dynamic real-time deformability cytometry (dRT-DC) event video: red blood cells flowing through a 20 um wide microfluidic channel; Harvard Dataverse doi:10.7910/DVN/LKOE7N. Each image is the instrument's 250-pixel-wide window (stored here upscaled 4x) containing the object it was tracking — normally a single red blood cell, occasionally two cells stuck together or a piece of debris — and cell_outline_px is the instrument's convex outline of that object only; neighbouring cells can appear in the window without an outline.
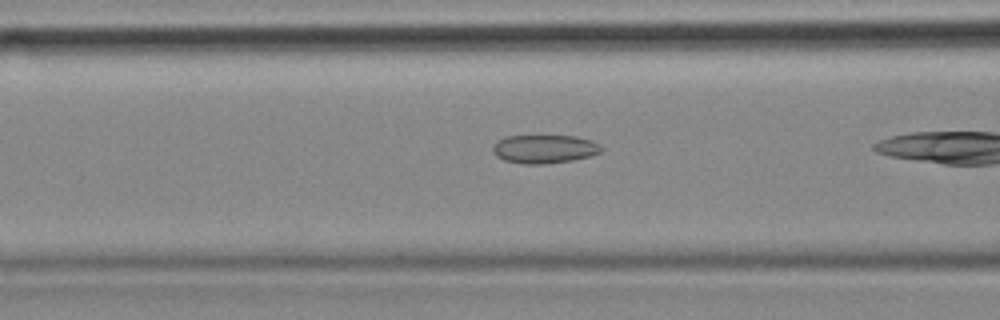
{"species": "common noctule bat (a hibernating species)", "species_latin": "Nyctalus noctula", "temperature_condition": "cold", "stored_images_in_passage": 39, "camera_frame_rate_fps": 3000, "um_per_image_px": 0.085, "animal": {"sex": "female", "body_mass_g": 18.4}, "frame": {"image": 1, "passage_image": 17, "time_ms": 5.333, "image_size_px": [1000, 320], "cell_outline_px": [[604, 148], [600, 152], [588, 156], [572, 160], [544, 164], [524, 164], [504, 160], [496, 156], [492, 152], [492, 148], [504, 136], [576, 136], [592, 140], [600, 144]], "centroid_in_image_um": [46.29, 12.66], "position_along_channel_um": 120.3, "area_um2": 17.98}}
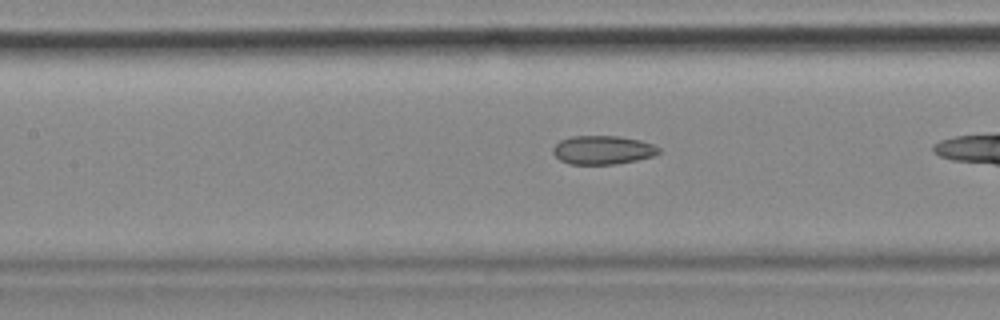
{"frame": {"image": 2, "passage_image": 20, "time_ms": 6.333, "image_size_px": [1000, 320], "cell_outline_px": [[660, 152], [652, 156], [636, 160], [616, 164], [568, 164], [560, 160], [552, 152], [552, 148], [560, 140], [572, 136], [620, 136], [640, 140], [652, 144], [660, 148]], "centroid_in_image_um": [51.21, 12.74], "position_along_channel_um": 156.2, "area_um2": 17.69}}
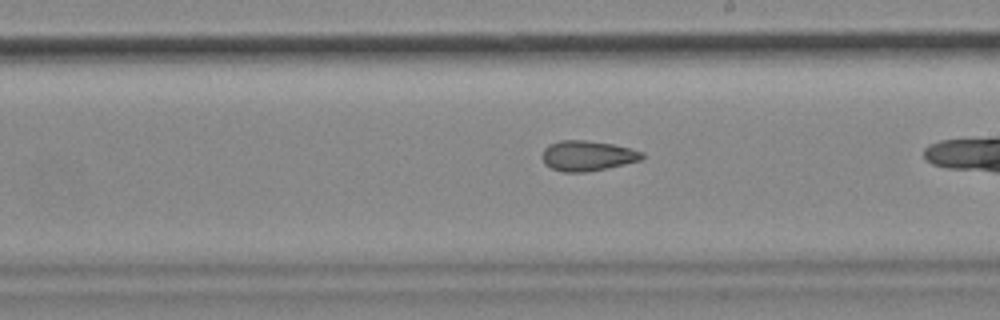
{"frame": {"image": 3, "passage_image": 27, "time_ms": 8.667, "image_size_px": [1000, 320], "cell_outline_px": [[644, 156], [640, 160], [608, 168], [588, 172], [564, 172], [552, 168], [544, 164], [540, 156], [544, 148], [548, 144], [560, 140], [584, 140], [612, 144], [632, 148], [644, 152]], "centroid_in_image_um": [49.9, 13.24], "position_along_channel_um": 239.1, "area_um2": 17.8}}